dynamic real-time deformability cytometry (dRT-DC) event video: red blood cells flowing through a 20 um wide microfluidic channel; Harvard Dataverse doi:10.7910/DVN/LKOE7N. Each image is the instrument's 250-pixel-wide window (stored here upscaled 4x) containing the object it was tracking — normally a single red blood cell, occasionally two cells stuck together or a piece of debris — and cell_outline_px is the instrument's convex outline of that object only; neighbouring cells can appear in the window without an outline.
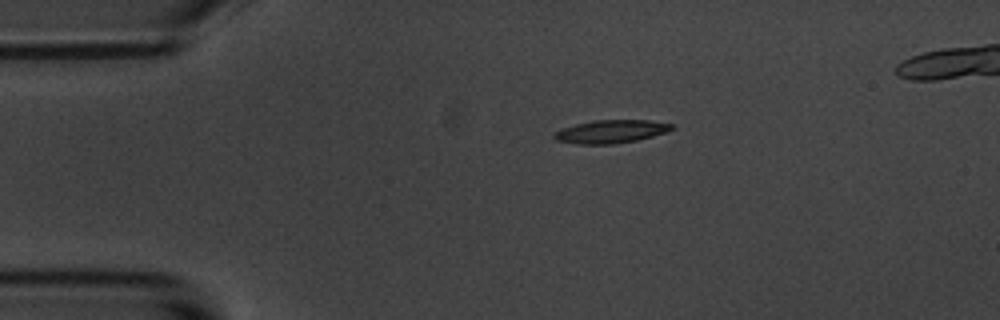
{"species": "common noctule bat (a hibernating species)", "species_latin": "Nyctalus noctula", "temperature_condition": "room temperature", "stored_images_in_passage": 3, "camera_frame_rate_fps": 3000, "um_per_image_px": 0.085, "animal": {"sex": "male", "body_mass_g": 20.1, "forearm_length_mm": 53.5}, "frame": {"image": 1, "passage_image": 1, "time_ms": 0.0, "image_size_px": [1000, 320], "cell_outline_px": [[676, 128], [652, 136], [636, 140], [612, 144], [576, 144], [556, 140], [552, 136], [556, 132], [564, 128], [576, 124], [596, 120], [648, 120], [672, 124]], "centroid_in_image_um": [51.93, 11.18], "position_along_channel_um": 33.1, "area_um2": 15.61}}